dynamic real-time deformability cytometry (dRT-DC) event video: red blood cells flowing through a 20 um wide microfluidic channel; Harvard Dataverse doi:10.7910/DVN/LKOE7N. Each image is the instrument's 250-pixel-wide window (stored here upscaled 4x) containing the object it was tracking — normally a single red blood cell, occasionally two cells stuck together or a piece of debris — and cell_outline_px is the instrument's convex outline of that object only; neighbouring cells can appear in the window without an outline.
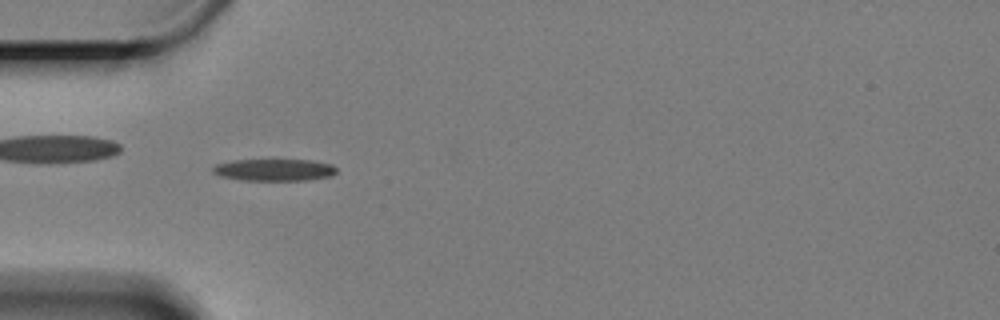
{"species": "Egyptian fruit bat (a non-hibernating species)", "species_latin": "Rousettus aegyptiacus", "temperature_condition": "cold", "stored_images_in_passage": 60, "camera_frame_rate_fps": 3000, "um_per_image_px": 0.085, "animal": {"sex": "female"}, "frame": {"image": 1, "passage_image": 18, "time_ms": 5.667, "image_size_px": [1000, 320], "cell_outline_px": [[336, 172], [332, 176], [308, 180], [240, 180], [220, 176], [212, 172], [212, 168], [216, 164], [236, 160], [272, 156], [312, 160], [332, 164], [336, 168]], "centroid_in_image_um": [23.32, 14.38], "position_along_channel_um": 61.7, "area_um2": 16.94}}
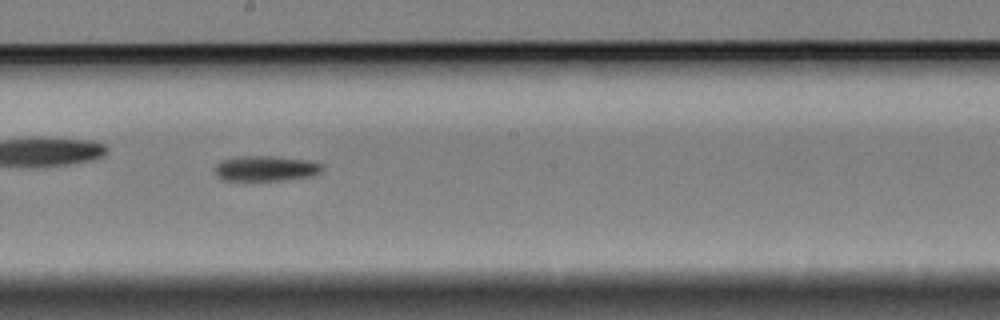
{"frame": {"image": 2, "passage_image": 33, "time_ms": 10.667, "image_size_px": [1000, 320], "cell_outline_px": [[324, 168], [320, 172], [312, 176], [280, 180], [224, 180], [216, 172], [216, 164], [220, 160], [236, 156], [272, 156], [308, 160], [324, 164]], "centroid_in_image_um": [22.62, 14.3], "position_along_channel_um": 225.6, "area_um2": 15.78}}
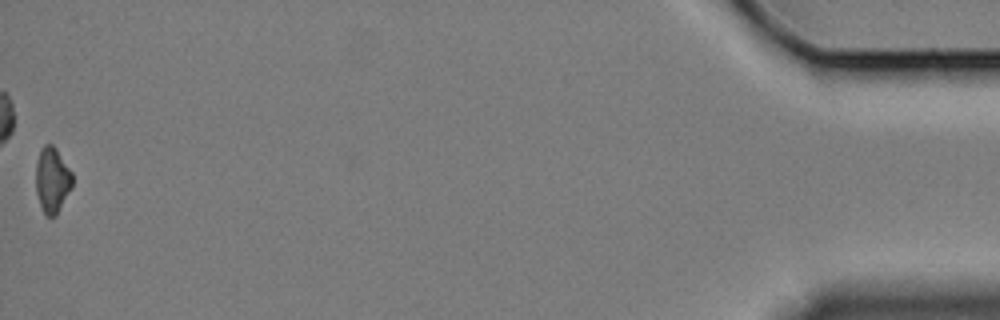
{"frame": {"image": 3, "passage_image": 60, "time_ms": 19.667, "image_size_px": [1000, 320], "cell_outline_px": [[72, 188], [56, 216], [48, 216], [44, 212], [40, 204], [36, 192], [36, 164], [40, 152], [44, 144], [52, 144], [56, 148], [72, 172]], "centroid_in_image_um": [4.45, 15.3], "position_along_channel_um": 430.8, "area_um2": 13.87}, "authors_computed_cell_mechanics": {"area_um2": 15.1436, "velocity_mm_per_s": 3.3104, "shape_relaxation_time_tau1_ms": 5.19, "shape_relaxation_time_tau2_ms": null, "deformation_change_tau1": 0.1381, "deformation_change_tau2": null}}